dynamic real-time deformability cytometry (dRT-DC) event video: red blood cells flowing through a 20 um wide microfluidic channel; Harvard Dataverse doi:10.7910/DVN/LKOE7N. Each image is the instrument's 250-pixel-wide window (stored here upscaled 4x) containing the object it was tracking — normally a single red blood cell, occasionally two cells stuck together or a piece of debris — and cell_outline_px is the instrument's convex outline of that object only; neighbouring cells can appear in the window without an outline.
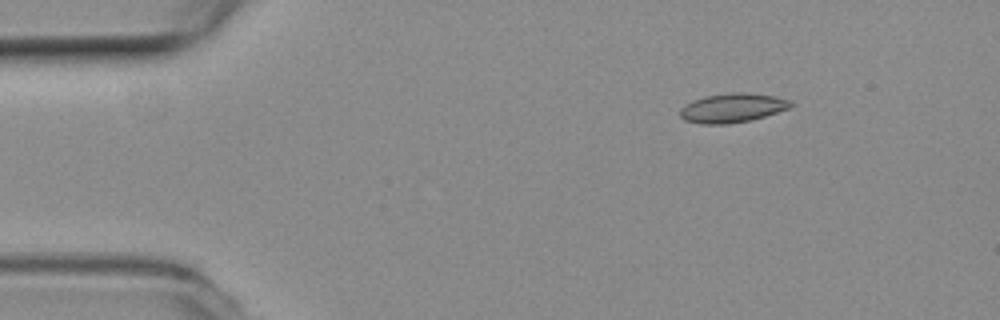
{"species": "common noctule bat (a hibernating species)", "species_latin": "Nyctalus noctula", "temperature_condition": "room temperature", "stored_images_in_passage": 3, "camera_frame_rate_fps": 3000, "um_per_image_px": 0.085, "animal": {"sex": "female", "body_mass_g": 19.3, "forearm_length_mm": 54.1}, "frame": {"image": 1, "passage_image": 1, "time_ms": 0.0, "image_size_px": [1000, 320], "cell_outline_px": [[796, 104], [788, 108], [752, 120], [728, 124], [700, 124], [684, 120], [680, 116], [680, 108], [704, 96], [732, 92], [748, 92], [776, 96], [792, 100]], "centroid_in_image_um": [62.3, 9.17], "position_along_channel_um": 22.7, "area_um2": 18.9}}